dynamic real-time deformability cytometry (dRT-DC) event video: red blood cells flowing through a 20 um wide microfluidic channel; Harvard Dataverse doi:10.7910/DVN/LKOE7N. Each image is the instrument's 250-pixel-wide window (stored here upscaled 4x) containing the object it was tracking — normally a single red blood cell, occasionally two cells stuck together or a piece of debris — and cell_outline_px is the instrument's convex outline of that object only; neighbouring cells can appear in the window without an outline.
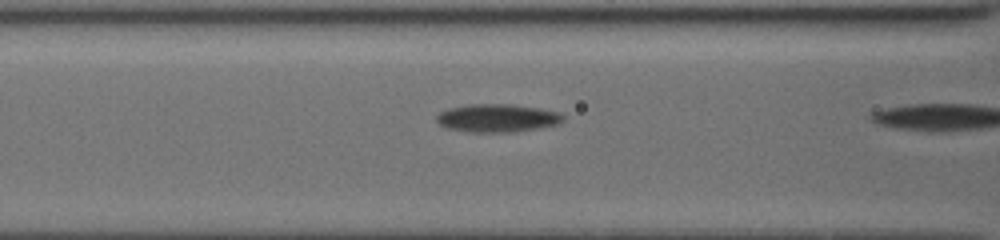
{"species": "common noctule bat (a hibernating species)", "species_latin": "Nyctalus noctula", "temperature_condition": "cold", "stored_images_in_passage": 7, "camera_frame_rate_fps": 3000, "um_per_image_px": 0.085, "animal": {"sex": "female", "body_mass_g": 19.5, "forearm_length_mm": 54.1}, "frame": {"image": 1, "passage_image": 6, "time_ms": 1.667, "image_size_px": [1000, 240], "cell_outline_px": [[564, 120], [556, 124], [540, 128], [516, 132], [468, 132], [448, 128], [440, 124], [436, 120], [436, 116], [440, 112], [452, 108], [468, 104], [508, 104], [536, 108], [556, 112], [564, 116]], "centroid_in_image_um": [42.25, 10.05], "position_along_channel_um": 124.3, "area_um2": 20.46}}